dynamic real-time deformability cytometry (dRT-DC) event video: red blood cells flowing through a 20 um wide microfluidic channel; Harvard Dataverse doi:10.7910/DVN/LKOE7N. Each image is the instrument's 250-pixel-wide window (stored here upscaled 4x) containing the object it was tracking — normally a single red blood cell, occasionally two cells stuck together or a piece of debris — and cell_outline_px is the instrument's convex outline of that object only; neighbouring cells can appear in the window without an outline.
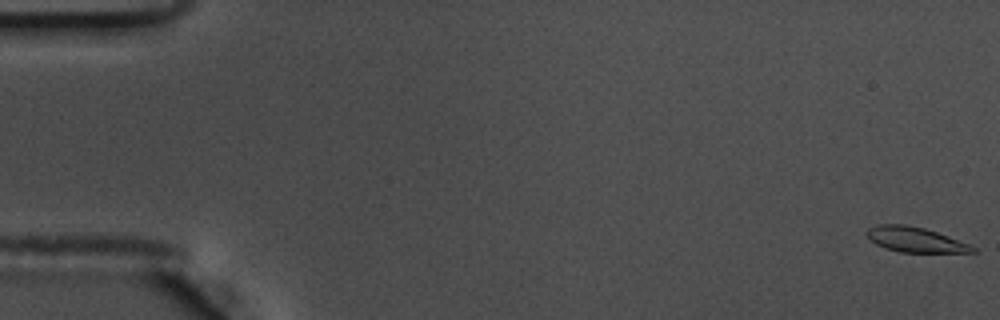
{"species": "common noctule bat (a hibernating species)", "species_latin": "Nyctalus noctula", "temperature_condition": "warm", "stored_images_in_passage": 57, "camera_frame_rate_fps": 3000, "um_per_image_px": 0.085, "animal": {"sex": "male", "body_mass_g": 17.5, "forearm_length_mm": 52.3}, "frame": {"image": 1, "passage_image": 1, "time_ms": 0.0, "image_size_px": [1000, 320], "cell_outline_px": [[976, 252], [900, 252], [884, 248], [876, 244], [864, 232], [868, 228], [880, 224], [904, 224], [924, 228], [936, 232], [968, 244], [976, 248]], "centroid_in_image_um": [77.74, 20.36], "position_along_channel_um": 7.3, "area_um2": 15.2}}
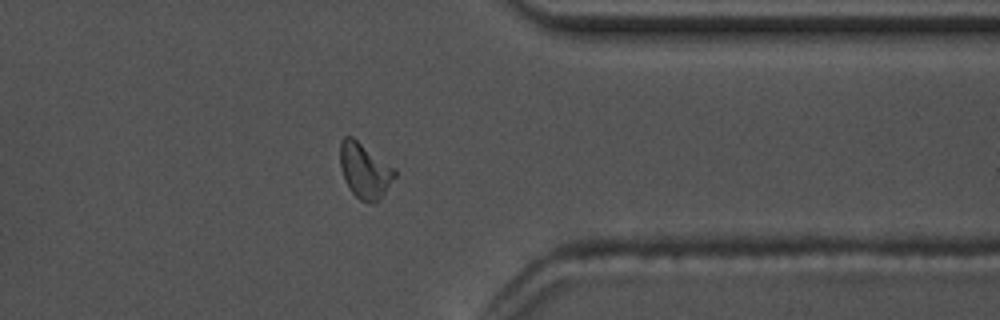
{"frame": {"image": 2, "passage_image": 46, "time_ms": 15.0, "image_size_px": [1000, 320], "cell_outline_px": [[396, 176], [380, 200], [368, 204], [360, 200], [348, 188], [344, 180], [340, 168], [340, 140], [344, 136], [352, 136], [396, 168]], "centroid_in_image_um": [31.0, 14.5], "position_along_channel_um": 380.4, "area_um2": 17.92}}
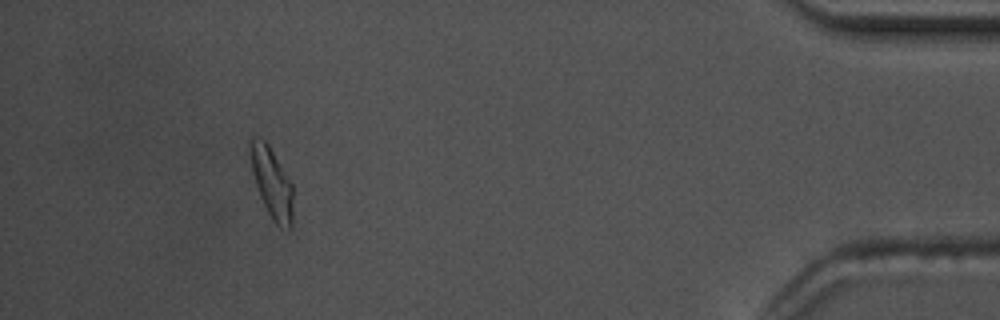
{"frame": {"image": 3, "passage_image": 53, "time_ms": 17.333, "image_size_px": [1000, 320], "cell_outline_px": [[292, 228], [280, 228], [272, 220], [260, 196], [252, 172], [248, 140], [252, 136], [260, 136], [268, 144], [292, 184]], "centroid_in_image_um": [23.08, 15.5], "position_along_channel_um": 412.1, "area_um2": 17.51}, "authors_computed_cell_mechanics": {"area_um2": 16.3574, "velocity_mm_per_s": 3.6099, "shape_relaxation_time_tau1_ms": 3.7753, "shape_relaxation_time_tau2_ms": 3.0091, "deformation_change_tau1": 0.1678, "deformation_change_tau2": 0.0899}}